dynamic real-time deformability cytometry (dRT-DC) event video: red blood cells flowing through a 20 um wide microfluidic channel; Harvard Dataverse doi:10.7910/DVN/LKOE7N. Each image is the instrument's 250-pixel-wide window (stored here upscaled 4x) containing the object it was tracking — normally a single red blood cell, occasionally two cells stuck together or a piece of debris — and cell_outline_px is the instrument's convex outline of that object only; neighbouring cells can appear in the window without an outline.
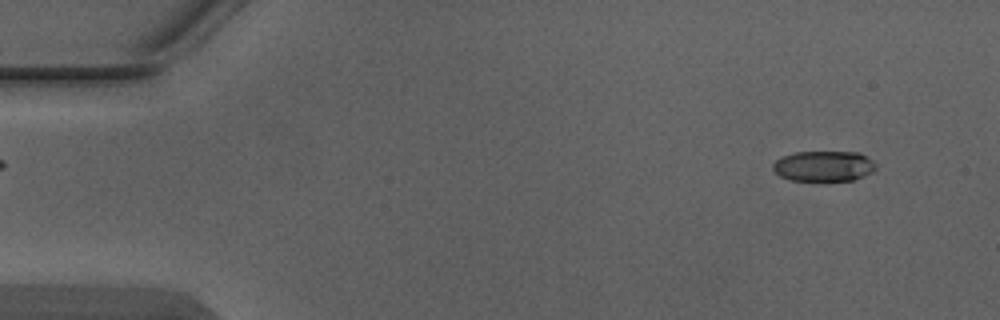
{"species": "Egyptian fruit bat (a non-hibernating species)", "species_latin": "Rousettus aegyptiacus", "temperature_condition": "warm", "stored_images_in_passage": 5, "segment_of_instrument_passage": [1, 2], "camera_frame_rate_fps": 3000, "um_per_image_px": 0.085, "animal": {"sex": "male"}, "frame": {"image": 1, "passage_image": 1, "time_ms": 0.0, "image_size_px": [1000, 320], "cell_outline_px": [[876, 168], [872, 172], [864, 176], [852, 180], [792, 180], [780, 176], [772, 168], [772, 164], [780, 156], [796, 152], [860, 152], [872, 160], [876, 164]], "centroid_in_image_um": [70.02, 14.1], "position_along_channel_um": 15.0, "area_um2": 18.26}}
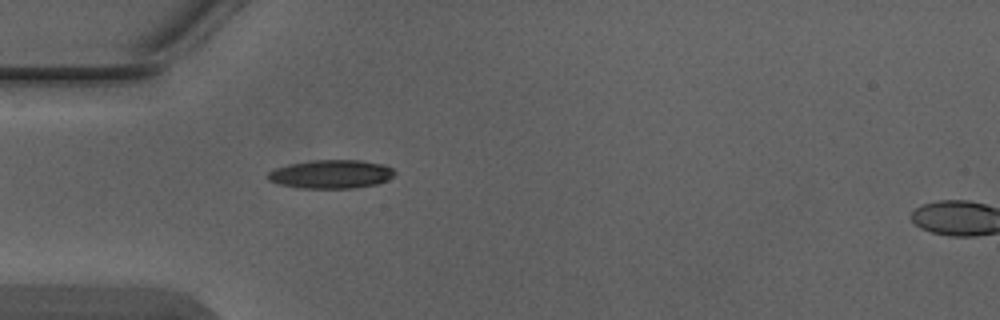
{"frame": {"image": 2, "passage_image": 4, "time_ms": 1.0, "image_size_px": [1000, 320], "cell_outline_px": [[396, 172], [388, 180], [376, 184], [352, 188], [304, 188], [280, 184], [268, 180], [268, 172], [276, 168], [288, 164], [312, 160], [360, 160], [384, 164], [392, 168]], "centroid_in_image_um": [28.16, 14.79], "position_along_channel_um": 56.8, "area_um2": 21.04}}